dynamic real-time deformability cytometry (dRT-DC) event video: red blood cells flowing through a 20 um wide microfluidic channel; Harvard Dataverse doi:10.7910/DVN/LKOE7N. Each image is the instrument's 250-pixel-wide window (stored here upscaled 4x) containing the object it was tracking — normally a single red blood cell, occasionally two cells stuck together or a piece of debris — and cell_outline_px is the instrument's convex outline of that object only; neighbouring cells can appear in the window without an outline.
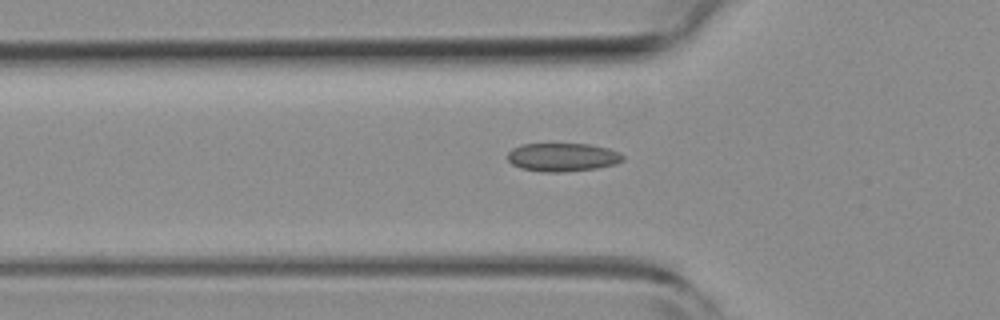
{"species": "common noctule bat (a hibernating species)", "species_latin": "Nyctalus noctula", "temperature_condition": "room temperature", "stored_images_in_passage": 6, "camera_frame_rate_fps": 3000, "um_per_image_px": 0.085, "animal": {"sex": "female", "body_mass_g": 19.3, "forearm_length_mm": 54.1}, "frame": {"image": 1, "passage_image": 6, "time_ms": 1.667, "image_size_px": [1000, 320], "cell_outline_px": [[624, 160], [616, 164], [596, 168], [564, 172], [544, 172], [520, 168], [512, 164], [508, 160], [508, 152], [512, 148], [520, 144], [588, 144], [608, 148], [620, 152], [624, 156]], "centroid_in_image_um": [47.82, 13.36], "position_along_channel_um": 78.0, "area_um2": 19.19}}